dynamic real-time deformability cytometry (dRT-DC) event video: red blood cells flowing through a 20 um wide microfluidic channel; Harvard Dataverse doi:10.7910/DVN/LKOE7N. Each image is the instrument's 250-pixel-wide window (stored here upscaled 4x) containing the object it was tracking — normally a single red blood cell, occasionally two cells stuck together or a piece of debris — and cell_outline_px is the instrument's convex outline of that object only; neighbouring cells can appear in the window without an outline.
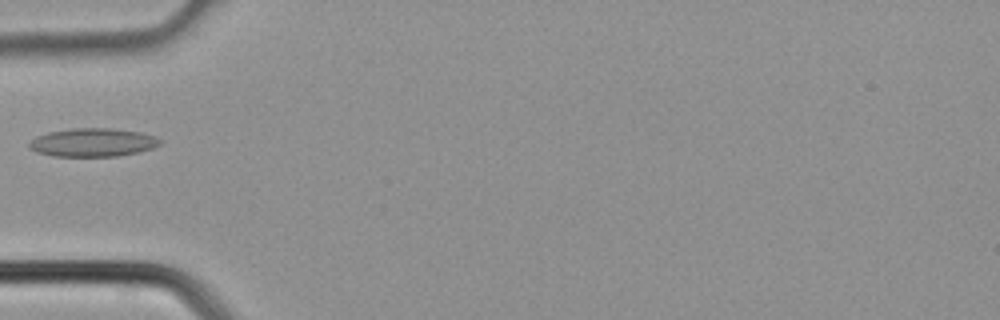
{"species": "common noctule bat (a hibernating species)", "species_latin": "Nyctalus noctula", "temperature_condition": "cold", "stored_images_in_passage": 1, "camera_frame_rate_fps": 3000, "um_per_image_px": 0.085, "animal": {"sex": "male", "body_mass_g": 21.5, "forearm_length_mm": 52.0}, "frame": {"image": 1, "passage_image": 1, "time_ms": 0.0, "image_size_px": [1000, 320], "cell_outline_px": [[160, 144], [152, 148], [140, 152], [116, 156], [52, 156], [36, 152], [28, 148], [28, 144], [36, 136], [48, 132], [72, 128], [112, 128], [140, 132], [152, 136], [160, 140]], "centroid_in_image_um": [7.84, 12.11], "position_along_channel_um": 77.2, "area_um2": 21.62}}